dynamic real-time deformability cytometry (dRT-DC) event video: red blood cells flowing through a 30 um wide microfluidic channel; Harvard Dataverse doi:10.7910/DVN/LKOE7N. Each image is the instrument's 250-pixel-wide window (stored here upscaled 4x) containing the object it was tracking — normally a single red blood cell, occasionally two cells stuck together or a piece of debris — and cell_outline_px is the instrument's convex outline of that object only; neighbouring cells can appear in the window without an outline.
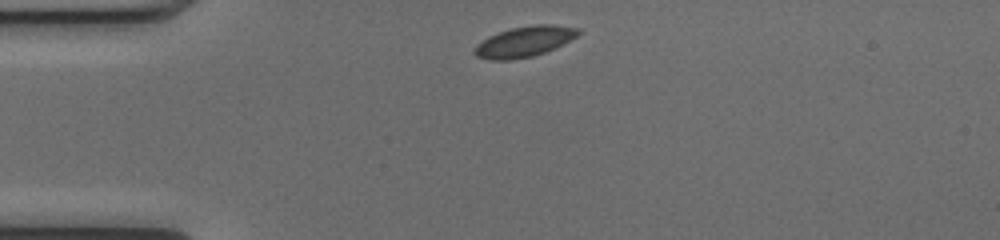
{"species": "common noctule bat (a hibernating species)", "species_latin": "Nyctalus noctula", "temperature_condition": "cold", "stored_images_in_passage": 40, "camera_frame_rate_fps": 3000, "um_per_image_px": 0.085, "animal": {"sex": "female", "body_mass_g": 17.0, "forearm_length_mm": 48.0}, "frame": {"image": 1, "passage_image": 1, "time_ms": 0.0, "image_size_px": [1000, 240], "cell_outline_px": [[580, 32], [576, 36], [544, 52], [532, 56], [512, 60], [488, 60], [476, 56], [472, 52], [476, 44], [488, 36], [512, 28], [536, 24], [552, 24], [580, 28]], "centroid_in_image_um": [44.51, 3.54], "position_along_channel_um": 40.5, "area_um2": 18.26}}
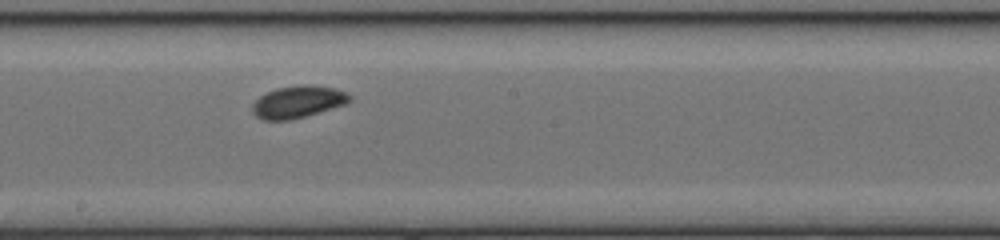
{"frame": {"image": 2, "passage_image": 17, "time_ms": 5.333, "image_size_px": [1000, 240], "cell_outline_px": [[352, 100], [348, 104], [304, 116], [288, 120], [264, 120], [256, 116], [252, 112], [252, 104], [260, 96], [276, 88], [300, 84], [308, 84], [336, 88], [352, 96]], "centroid_in_image_um": [25.35, 8.64], "position_along_channel_um": 222.9, "area_um2": 18.26}}
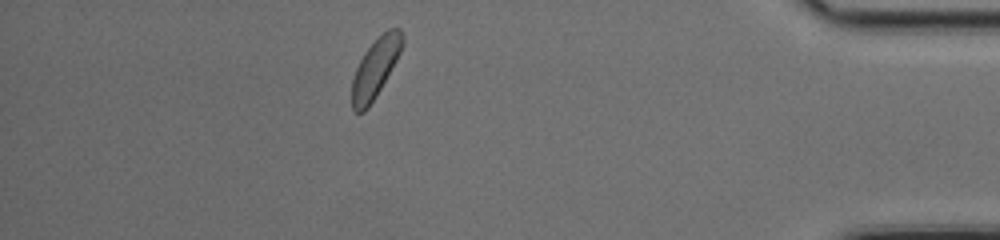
{"frame": {"image": 3, "passage_image": 34, "time_ms": 11.0, "image_size_px": [1000, 240], "cell_outline_px": [[404, 44], [396, 60], [380, 88], [368, 108], [364, 112], [356, 112], [352, 108], [352, 80], [356, 68], [364, 52], [388, 28], [400, 28], [404, 36]], "centroid_in_image_um": [31.91, 5.77], "position_along_channel_um": 403.3, "area_um2": 16.99}}